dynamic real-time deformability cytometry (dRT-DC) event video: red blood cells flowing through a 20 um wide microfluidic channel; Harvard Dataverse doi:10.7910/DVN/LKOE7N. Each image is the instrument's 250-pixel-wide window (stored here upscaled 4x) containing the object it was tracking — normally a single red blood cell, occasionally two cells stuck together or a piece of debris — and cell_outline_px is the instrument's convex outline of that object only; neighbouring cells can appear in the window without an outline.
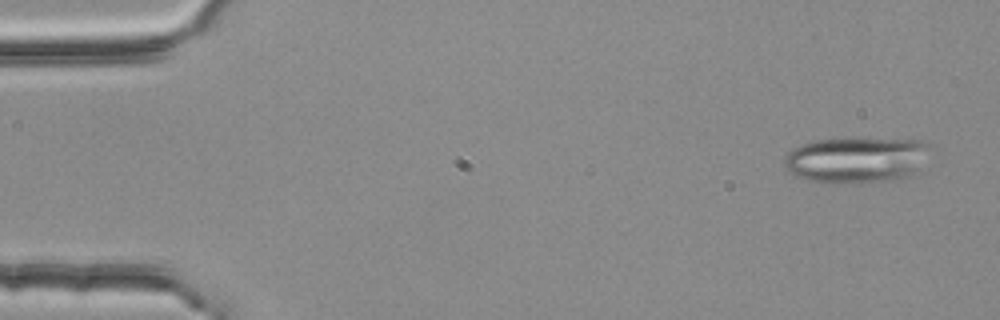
{"species": "common noctule bat (a hibernating species)", "species_latin": "Nyctalus noctula", "temperature_condition": "room temperature", "stored_images_in_passage": 4, "camera_frame_rate_fps": 3000, "um_per_image_px": 0.085, "animal": {"sex": "female", "body_mass_g": 25.1}, "frame": {"image": 1, "passage_image": 1, "time_ms": 0.0, "image_size_px": [1000, 320], "cell_outline_px": [[928, 144], [912, 176], [900, 180], [860, 184], [832, 184], [808, 180], [796, 176], [788, 172], [784, 164], [784, 160], [788, 152], [792, 148], [812, 140], [924, 140]], "centroid_in_image_um": [72.69, 13.65], "position_along_channel_um": 12.3, "area_um2": 38.61}}